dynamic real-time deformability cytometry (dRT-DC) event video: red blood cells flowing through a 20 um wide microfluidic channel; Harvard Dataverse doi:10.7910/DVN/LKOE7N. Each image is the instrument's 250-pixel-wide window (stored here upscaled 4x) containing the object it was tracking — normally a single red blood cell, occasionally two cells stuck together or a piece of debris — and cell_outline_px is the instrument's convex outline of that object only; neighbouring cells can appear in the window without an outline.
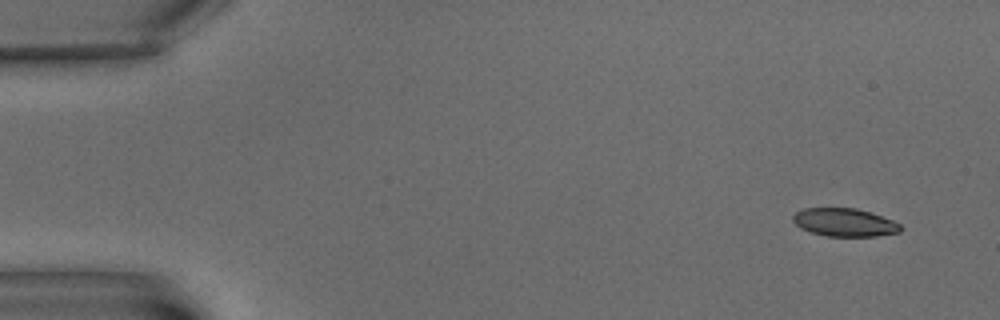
{"species": "common noctule bat (a hibernating species)", "species_latin": "Nyctalus noctula", "temperature_condition": "warm", "stored_images_in_passage": 7, "camera_frame_rate_fps": 3000, "um_per_image_px": 0.085, "animal": {"sex": "male", "body_mass_g": 15.6}, "frame": {"image": 1, "passage_image": 1, "time_ms": 0.0, "image_size_px": [1000, 320], "cell_outline_px": [[904, 228], [900, 232], [876, 236], [828, 236], [812, 232], [800, 228], [792, 220], [792, 216], [796, 212], [804, 208], [856, 208], [892, 220], [900, 224]], "centroid_in_image_um": [71.78, 18.9], "position_along_channel_um": 13.2, "area_um2": 17.51}}
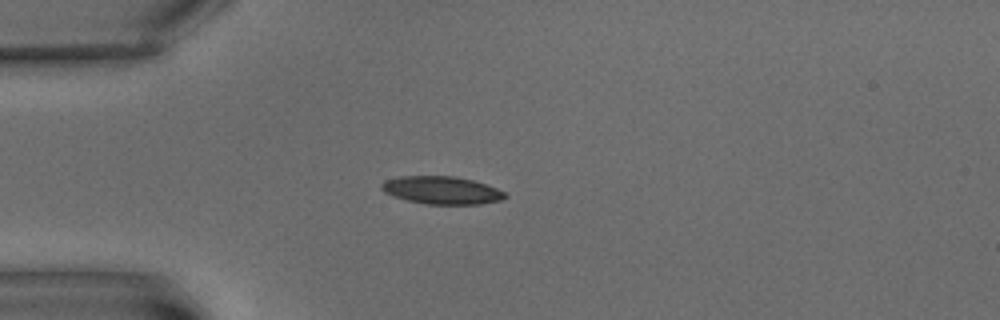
{"frame": {"image": 2, "passage_image": 4, "time_ms": 4.667, "image_size_px": [1000, 320], "cell_outline_px": [[508, 196], [504, 200], [480, 204], [428, 204], [408, 200], [384, 192], [380, 188], [380, 184], [384, 180], [400, 176], [456, 176], [472, 180], [496, 188], [504, 192]], "centroid_in_image_um": [37.55, 16.16], "position_along_channel_um": 47.4, "area_um2": 19.94}}
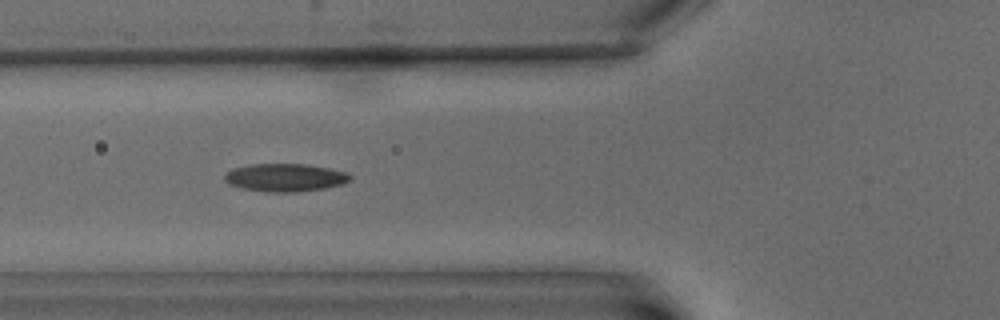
{"frame": {"image": 3, "passage_image": 6, "time_ms": 7.0, "image_size_px": [1000, 320], "cell_outline_px": [[352, 176], [348, 180], [340, 184], [324, 188], [296, 192], [268, 192], [244, 188], [228, 184], [224, 180], [224, 176], [232, 168], [252, 164], [304, 164], [328, 168], [348, 172]], "centroid_in_image_um": [24.21, 15.09], "position_along_channel_um": 101.6, "area_um2": 20.23}}